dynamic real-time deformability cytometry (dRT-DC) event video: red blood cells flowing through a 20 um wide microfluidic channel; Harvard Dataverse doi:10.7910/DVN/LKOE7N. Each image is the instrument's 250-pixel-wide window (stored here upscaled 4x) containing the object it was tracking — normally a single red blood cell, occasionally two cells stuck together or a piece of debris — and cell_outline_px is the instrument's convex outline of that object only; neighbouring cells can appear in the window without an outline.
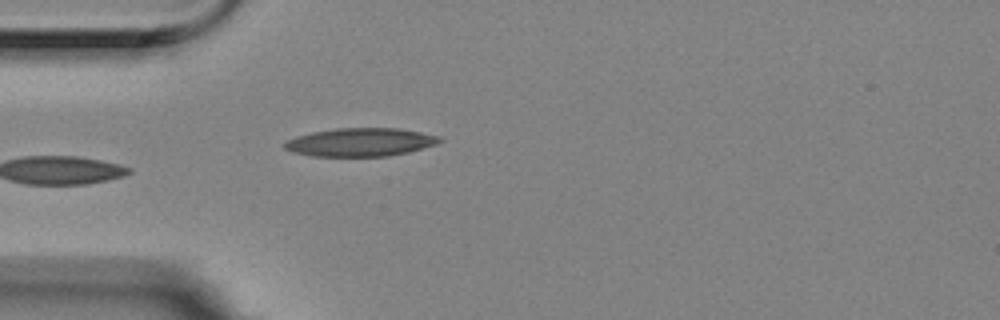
{"species": "Egyptian fruit bat (a non-hibernating species)", "species_latin": "Rousettus aegyptiacus", "temperature_condition": "room temperature", "stored_images_in_passage": 2, "camera_frame_rate_fps": 3000, "um_per_image_px": 0.085, "animal": {"sex": "female"}, "frame": {"image": 1, "passage_image": 2, "time_ms": 0.333, "image_size_px": [1000, 320], "cell_outline_px": [[444, 140], [436, 144], [408, 152], [388, 156], [312, 156], [292, 152], [284, 148], [284, 144], [288, 140], [296, 136], [312, 132], [336, 128], [400, 128], [440, 136]], "centroid_in_image_um": [30.64, 12.08], "position_along_channel_um": 54.4, "area_um2": 25.55}}